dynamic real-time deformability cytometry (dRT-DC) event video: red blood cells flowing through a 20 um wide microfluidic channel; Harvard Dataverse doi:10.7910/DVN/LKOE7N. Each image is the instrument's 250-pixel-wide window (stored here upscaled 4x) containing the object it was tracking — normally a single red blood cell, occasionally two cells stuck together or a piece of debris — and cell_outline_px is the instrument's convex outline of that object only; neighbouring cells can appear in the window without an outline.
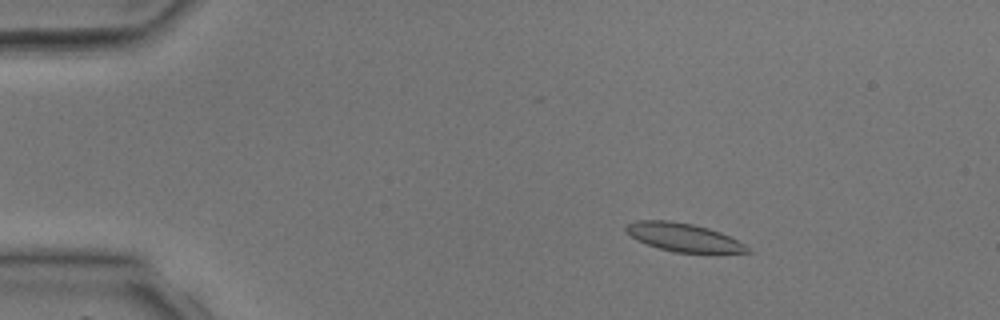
{"species": "common noctule bat (a hibernating species)", "species_latin": "Nyctalus noctula", "temperature_condition": "room temperature", "stored_images_in_passage": 3, "camera_frame_rate_fps": 3000, "um_per_image_px": 0.085, "animal": {"sex": "male", "body_mass_g": 17.9, "forearm_length_mm": 54.2}, "frame": {"image": 1, "passage_image": 1, "time_ms": 0.0, "image_size_px": [1000, 320], "cell_outline_px": [[752, 252], [716, 256], [676, 252], [660, 248], [636, 240], [624, 228], [628, 224], [636, 220], [668, 220], [692, 224], [708, 228], [720, 232], [744, 244]], "centroid_in_image_um": [58.2, 20.23], "position_along_channel_um": 26.8, "area_um2": 20.58}}
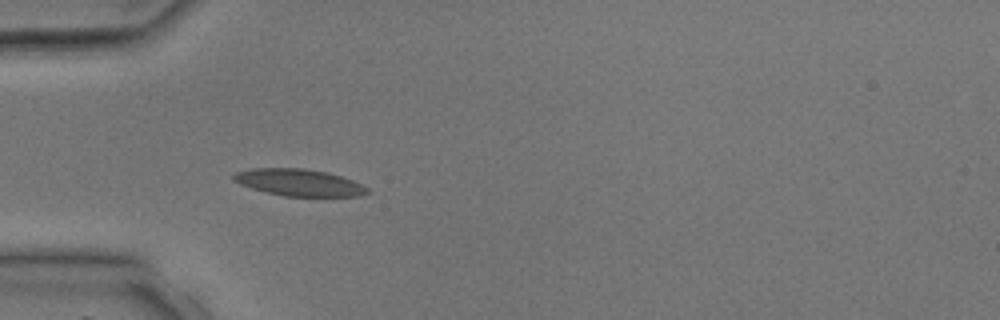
{"frame": {"image": 2, "passage_image": 3, "time_ms": 2.0, "image_size_px": [1000, 320], "cell_outline_px": [[368, 192], [360, 196], [284, 196], [252, 188], [240, 184], [232, 180], [232, 176], [236, 172], [252, 168], [304, 168], [328, 172], [352, 180], [368, 188]], "centroid_in_image_um": [25.39, 15.5], "position_along_channel_um": 59.6, "area_um2": 20.81}}